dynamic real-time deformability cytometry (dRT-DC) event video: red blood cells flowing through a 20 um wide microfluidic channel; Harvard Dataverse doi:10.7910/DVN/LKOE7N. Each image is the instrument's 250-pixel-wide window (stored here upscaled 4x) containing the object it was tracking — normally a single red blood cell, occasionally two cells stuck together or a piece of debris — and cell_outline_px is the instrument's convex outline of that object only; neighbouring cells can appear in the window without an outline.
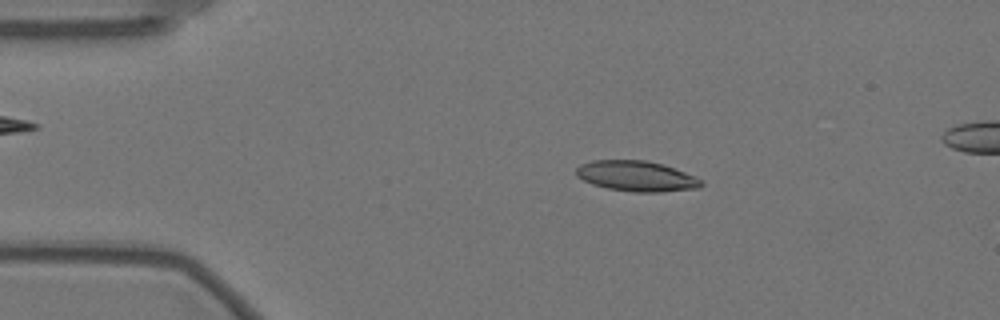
{"species": "Egyptian fruit bat (a non-hibernating species)", "species_latin": "Rousettus aegyptiacus", "temperature_condition": "warm", "stored_images_in_passage": 26, "camera_frame_rate_fps": 3000, "um_per_image_px": 0.085, "animal": {"sex": "female"}, "frame": {"image": 1, "passage_image": 10, "time_ms": 3.0, "image_size_px": [1000, 320], "cell_outline_px": [[704, 184], [700, 188], [660, 192], [632, 192], [608, 188], [592, 184], [576, 176], [576, 168], [580, 164], [592, 160], [644, 160], [660, 164], [696, 176]], "centroid_in_image_um": [54.08, 14.97], "position_along_channel_um": 30.9, "area_um2": 22.08}}
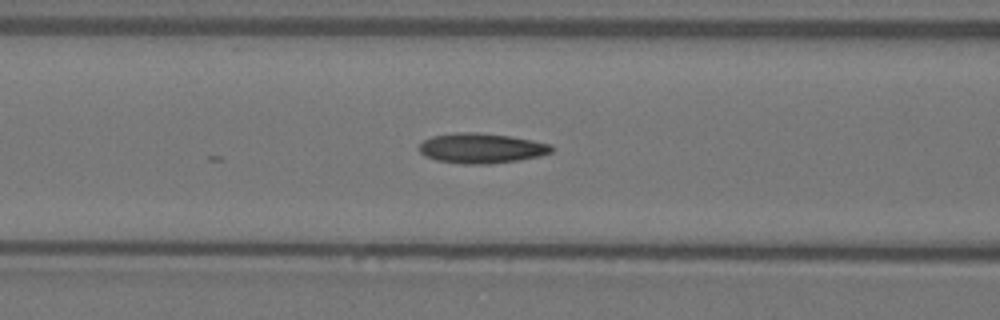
{"frame": {"image": 2, "passage_image": 22, "time_ms": 7.0, "image_size_px": [1000, 320], "cell_outline_px": [[556, 148], [552, 152], [540, 156], [520, 160], [488, 164], [464, 164], [436, 160], [424, 156], [420, 152], [420, 144], [424, 140], [432, 136], [456, 132], [476, 132], [508, 136], [532, 140], [552, 144]], "centroid_in_image_um": [40.95, 12.6], "position_along_channel_um": 125.7, "area_um2": 23.29}}
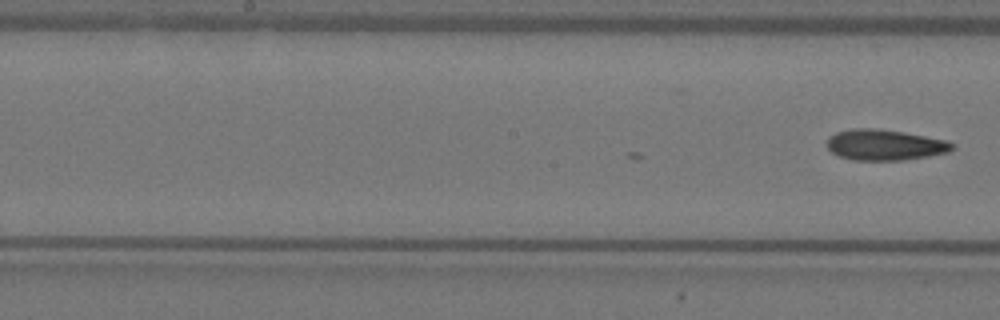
{"frame": {"image": 3, "passage_image": 26, "time_ms": 8.333, "image_size_px": [1000, 320], "cell_outline_px": [[952, 148], [948, 152], [928, 156], [904, 160], [852, 160], [840, 156], [832, 152], [828, 148], [828, 136], [836, 132], [852, 128], [872, 128], [904, 132], [944, 140], [952, 144]], "centroid_in_image_um": [75.15, 12.31], "position_along_channel_um": 173.0, "area_um2": 22.2}}